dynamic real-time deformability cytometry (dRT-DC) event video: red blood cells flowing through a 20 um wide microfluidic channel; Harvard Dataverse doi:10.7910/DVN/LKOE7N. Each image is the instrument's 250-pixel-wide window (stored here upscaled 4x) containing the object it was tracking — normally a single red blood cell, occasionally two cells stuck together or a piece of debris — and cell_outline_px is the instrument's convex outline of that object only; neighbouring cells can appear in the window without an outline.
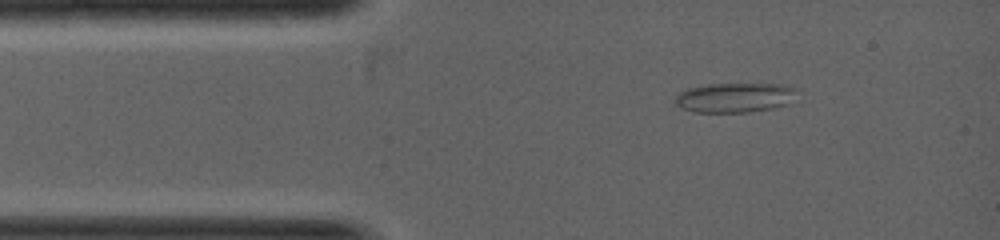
{"species": "common noctule bat (a hibernating species)", "species_latin": "Nyctalus noctula", "temperature_condition": "warm", "stored_images_in_passage": 3, "segment_of_instrument_passage": [2, 2], "camera_frame_rate_fps": 5000, "um_per_image_px": 0.085, "animal": {"sex": "female", "body_mass_g": 19.0, "forearm_length_mm": 53.3}, "frame": {"image": 1, "passage_image": 3, "time_ms": 2.2, "image_size_px": [1000, 240], "cell_outline_px": [[804, 88], [788, 104], [776, 108], [748, 112], [696, 112], [680, 108], [676, 104], [676, 96], [680, 92], [688, 88], [708, 84], [784, 84]], "centroid_in_image_um": [62.58, 8.28], "position_along_channel_um": 22.4, "area_um2": 21.5}}